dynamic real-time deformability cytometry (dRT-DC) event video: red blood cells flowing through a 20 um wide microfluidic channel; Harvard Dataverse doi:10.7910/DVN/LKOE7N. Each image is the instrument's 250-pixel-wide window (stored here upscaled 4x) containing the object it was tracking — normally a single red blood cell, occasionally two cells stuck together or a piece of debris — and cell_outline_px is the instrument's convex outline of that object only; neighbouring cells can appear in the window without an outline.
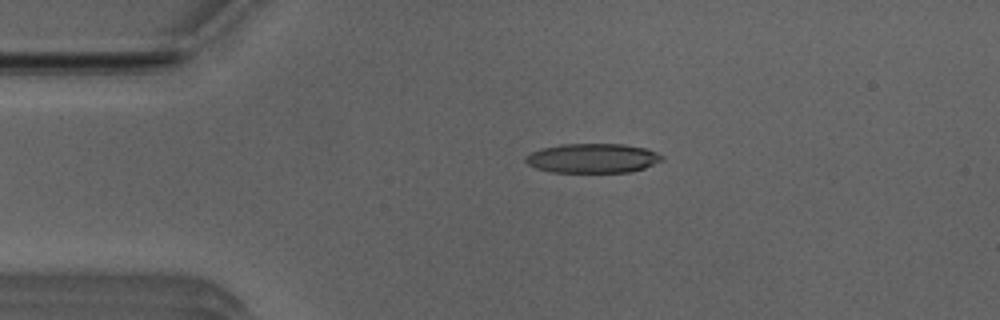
{"species": "Egyptian fruit bat (a non-hibernating species)", "species_latin": "Rousettus aegyptiacus", "temperature_condition": "room temperature", "stored_images_in_passage": 51, "camera_frame_rate_fps": 3000, "um_per_image_px": 0.085, "animal": {"sex": "male"}, "frame": {"image": 1, "passage_image": 10, "time_ms": 3.0, "image_size_px": [1000, 320], "cell_outline_px": [[664, 160], [644, 168], [632, 172], [552, 172], [536, 168], [528, 164], [524, 160], [524, 156], [540, 148], [560, 144], [624, 144], [648, 148], [664, 156]], "centroid_in_image_um": [50.39, 13.44], "position_along_channel_um": 34.6, "area_um2": 23.64}}
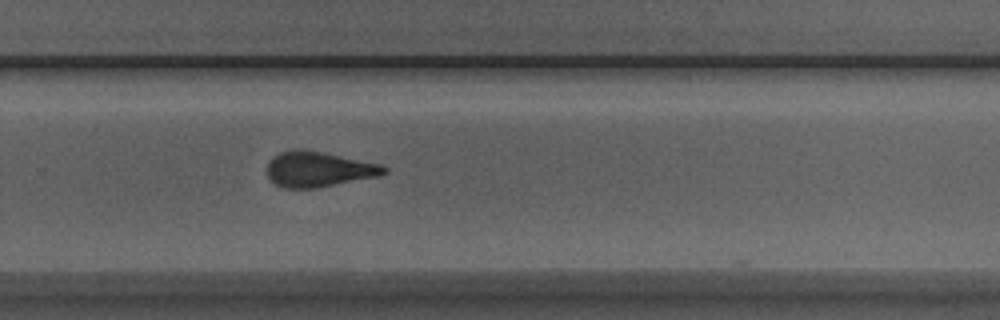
{"frame": {"image": 2, "passage_image": 33, "time_ms": 10.667, "image_size_px": [1000, 320], "cell_outline_px": [[388, 172], [380, 176], [320, 188], [284, 188], [268, 180], [268, 160], [272, 156], [280, 152], [300, 148], [304, 148], [380, 164], [388, 168]], "centroid_in_image_um": [27.07, 14.39], "position_along_channel_um": 302.7, "area_um2": 24.45}}
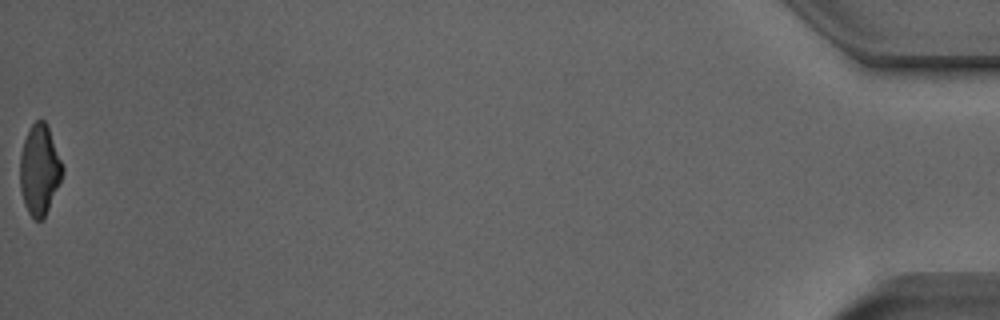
{"frame": {"image": 3, "passage_image": 51, "time_ms": 16.667, "image_size_px": [1000, 320], "cell_outline_px": [[64, 172], [48, 208], [44, 216], [40, 220], [36, 220], [28, 212], [24, 204], [20, 188], [20, 156], [24, 140], [32, 124], [36, 120], [44, 120], [48, 124], [64, 168]], "centroid_in_image_um": [3.36, 14.39], "position_along_channel_um": 431.8, "area_um2": 22.14}, "authors_computed_cell_mechanics": {"area_um2": 23.987, "velocity_mm_per_s": 3.9545, "shape_relaxation_time_tau1_ms": 6.3988, "shape_relaxation_time_tau2_ms": 2.1425, "deformation_change_tau1": 0.1936, "deformation_change_tau2": 0.1223}}